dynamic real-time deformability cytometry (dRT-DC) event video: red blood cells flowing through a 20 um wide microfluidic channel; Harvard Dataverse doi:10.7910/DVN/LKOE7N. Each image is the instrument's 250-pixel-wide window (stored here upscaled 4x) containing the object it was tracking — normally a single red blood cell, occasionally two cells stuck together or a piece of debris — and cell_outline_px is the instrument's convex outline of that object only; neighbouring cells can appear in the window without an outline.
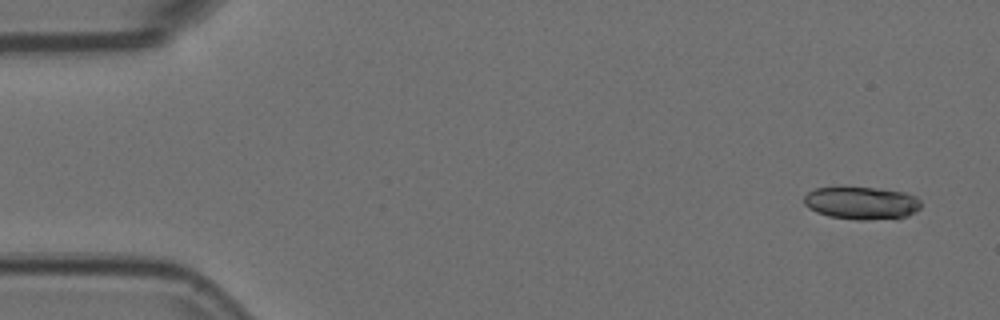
{"species": "Egyptian fruit bat (a non-hibernating species)", "species_latin": "Rousettus aegyptiacus", "temperature_condition": "room temperature", "stored_images_in_passage": 53, "camera_frame_rate_fps": 3000, "um_per_image_px": 0.085, "animal": {"sex": "female"}, "frame": {"image": 1, "passage_image": 1, "time_ms": 0.0, "image_size_px": [1000, 320], "cell_outline_px": [[920, 208], [916, 212], [908, 216], [896, 220], [856, 220], [828, 216], [816, 212], [808, 208], [804, 204], [804, 196], [808, 192], [816, 188], [880, 188], [904, 192], [916, 196], [920, 200]], "centroid_in_image_um": [73.29, 17.29], "position_along_channel_um": 11.7, "area_um2": 22.66}}
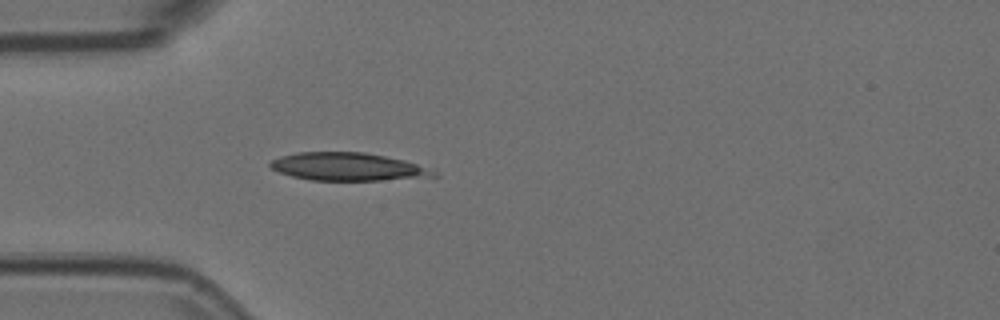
{"frame": {"image": 2, "passage_image": 14, "time_ms": 4.333, "image_size_px": [1000, 320], "cell_outline_px": [[440, 176], [380, 180], [312, 180], [292, 176], [280, 172], [272, 168], [268, 164], [272, 160], [280, 156], [296, 152], [364, 152], [404, 160], [436, 168]], "centroid_in_image_um": [29.65, 14.17], "position_along_channel_um": 55.3, "area_um2": 26.76}}
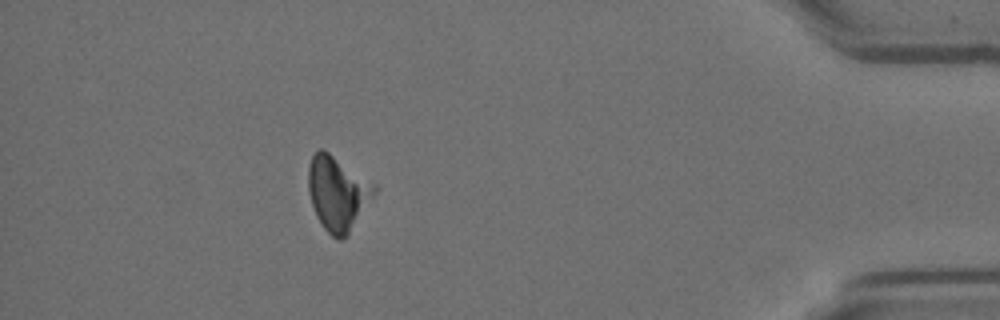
{"frame": {"image": 3, "passage_image": 47, "time_ms": 15.333, "image_size_px": [1000, 320], "cell_outline_px": [[380, 188], [348, 236], [340, 240], [332, 236], [324, 228], [316, 216], [308, 192], [308, 164], [312, 156], [320, 148], [324, 148], [376, 184]], "centroid_in_image_um": [28.73, 16.41], "position_along_channel_um": 406.5, "area_um2": 29.13}}